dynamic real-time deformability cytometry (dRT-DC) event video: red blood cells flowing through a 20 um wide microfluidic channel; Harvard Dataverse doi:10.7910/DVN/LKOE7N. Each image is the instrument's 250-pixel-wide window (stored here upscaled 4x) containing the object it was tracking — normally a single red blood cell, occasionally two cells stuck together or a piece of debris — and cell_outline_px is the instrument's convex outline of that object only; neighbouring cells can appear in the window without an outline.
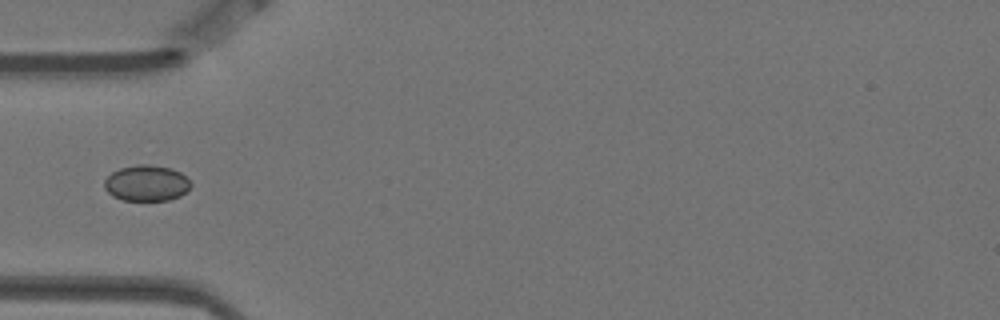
{"species": "Egyptian fruit bat (a non-hibernating species)", "species_latin": "Rousettus aegyptiacus", "temperature_condition": "warm", "stored_images_in_passage": 5, "camera_frame_rate_fps": 3000, "um_per_image_px": 0.085, "animal": {"sex": "female"}, "frame": {"image": 1, "passage_image": 5, "time_ms": 1.333, "image_size_px": [1000, 320], "cell_outline_px": [[192, 184], [180, 196], [168, 200], [124, 200], [112, 196], [104, 188], [104, 180], [112, 172], [120, 168], [136, 164], [148, 164], [172, 168], [180, 172]], "centroid_in_image_um": [12.43, 15.56], "position_along_channel_um": 72.6, "area_um2": 18.03}}